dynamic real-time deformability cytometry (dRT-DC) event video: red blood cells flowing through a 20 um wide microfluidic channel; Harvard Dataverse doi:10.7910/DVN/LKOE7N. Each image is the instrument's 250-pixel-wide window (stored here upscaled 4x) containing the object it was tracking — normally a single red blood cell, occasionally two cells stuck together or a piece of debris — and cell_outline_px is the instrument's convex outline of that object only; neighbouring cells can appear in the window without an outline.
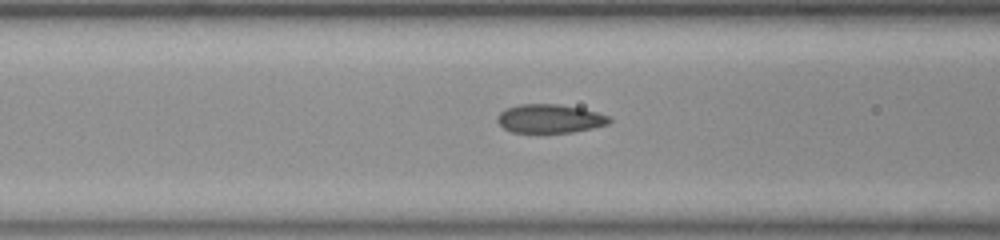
{"species": "common noctule bat (a hibernating species)", "species_latin": "Nyctalus noctula", "temperature_condition": "room temperature", "stored_images_in_passage": 6, "camera_frame_rate_fps": 3000, "um_per_image_px": 0.085, "animal": {"sex": "female", "body_mass_g": 23.0, "forearm_length_mm": 53.4}, "frame": {"image": 1, "passage_image": 5, "time_ms": 1.333, "image_size_px": [1000, 240], "cell_outline_px": [[612, 120], [608, 124], [592, 128], [572, 132], [512, 132], [504, 128], [496, 120], [496, 116], [504, 108], [520, 104], [560, 104], [580, 108], [596, 112], [608, 116]], "centroid_in_image_um": [46.7, 10.07], "position_along_channel_um": 119.9, "area_um2": 18.67}}